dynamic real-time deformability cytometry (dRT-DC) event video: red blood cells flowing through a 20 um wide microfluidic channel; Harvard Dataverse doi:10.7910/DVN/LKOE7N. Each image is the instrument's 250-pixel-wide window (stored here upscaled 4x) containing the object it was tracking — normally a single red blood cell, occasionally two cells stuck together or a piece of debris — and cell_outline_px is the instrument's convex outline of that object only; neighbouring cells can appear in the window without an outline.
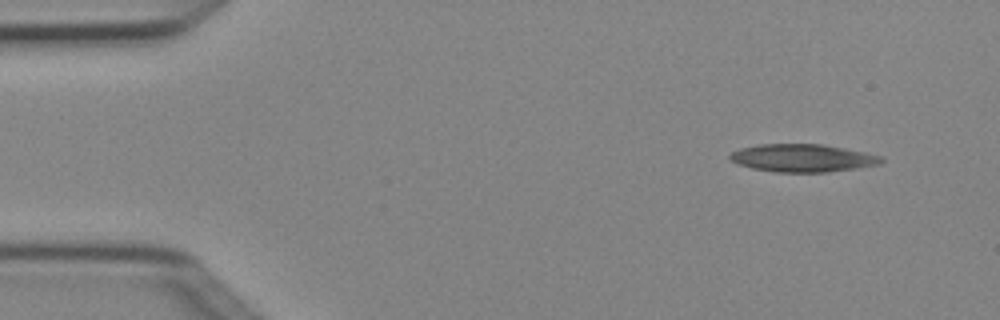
{"species": "Egyptian fruit bat (a non-hibernating species)", "species_latin": "Rousettus aegyptiacus", "temperature_condition": "cold", "stored_images_in_passage": 3, "camera_frame_rate_fps": 3000, "um_per_image_px": 0.085, "animal": {"sex": "female"}, "frame": {"image": 1, "passage_image": 1, "time_ms": 0.0, "image_size_px": [1000, 320], "cell_outline_px": [[884, 160], [880, 164], [856, 168], [828, 172], [776, 172], [752, 168], [736, 164], [728, 160], [728, 156], [732, 152], [740, 148], [760, 144], [824, 144], [884, 156]], "centroid_in_image_um": [68.2, 13.43], "position_along_channel_um": 16.8, "area_um2": 24.68}}